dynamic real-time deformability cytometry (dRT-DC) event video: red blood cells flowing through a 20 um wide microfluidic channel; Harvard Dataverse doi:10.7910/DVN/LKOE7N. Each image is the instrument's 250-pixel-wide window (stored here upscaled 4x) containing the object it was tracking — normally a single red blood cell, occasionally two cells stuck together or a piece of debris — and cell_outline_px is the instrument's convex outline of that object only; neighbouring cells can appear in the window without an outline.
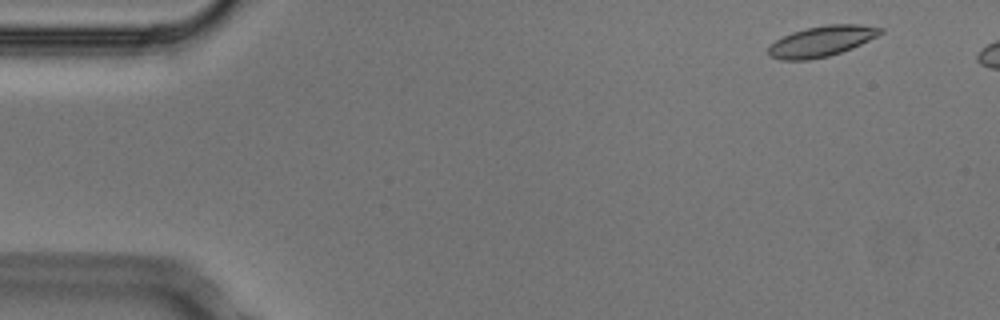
{"species": "Egyptian fruit bat (a non-hibernating species)", "species_latin": "Rousettus aegyptiacus", "temperature_condition": "cold", "stored_images_in_passage": 5, "camera_frame_rate_fps": 3000, "um_per_image_px": 0.085, "animal": {"sex": "male"}, "frame": {"image": 1, "passage_image": 1, "time_ms": 0.0, "image_size_px": [1000, 320], "cell_outline_px": [[884, 32], [852, 48], [828, 56], [808, 60], [780, 60], [768, 56], [768, 48], [776, 40], [792, 32], [824, 24], [860, 24], [884, 28]], "centroid_in_image_um": [69.83, 3.5], "position_along_channel_um": 15.2, "area_um2": 19.88}}